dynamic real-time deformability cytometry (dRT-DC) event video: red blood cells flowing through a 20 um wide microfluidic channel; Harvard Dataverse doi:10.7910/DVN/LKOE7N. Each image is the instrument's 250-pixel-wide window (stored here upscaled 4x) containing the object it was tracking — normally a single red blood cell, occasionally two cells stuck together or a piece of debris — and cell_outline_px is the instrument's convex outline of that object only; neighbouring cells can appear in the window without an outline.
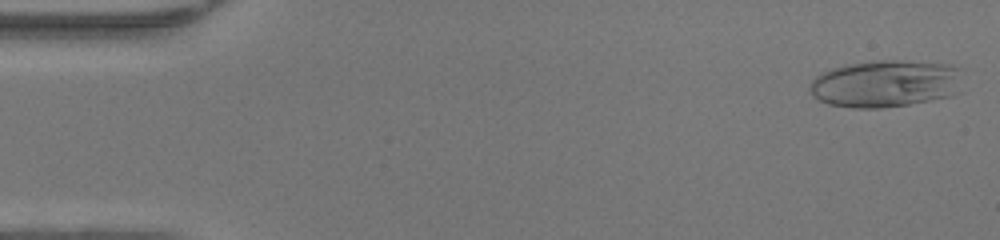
{"species": "human", "species_latin": "Homo sapiens", "temperature_condition": "warm", "stored_images_in_passage": 48, "camera_frame_rate_fps": 3000, "um_per_image_px": 0.085, "donor": {"sex": "female"}, "frame": {"image": 1, "passage_image": 2, "time_ms": 0.333, "image_size_px": [1000, 240], "cell_outline_px": [[960, 92], [952, 96], [908, 104], [880, 108], [852, 108], [828, 104], [812, 96], [808, 88], [808, 84], [816, 76], [832, 68], [848, 64], [876, 60], [904, 60], [948, 64], [956, 68]], "centroid_in_image_um": [75.21, 7.11], "position_along_channel_um": 9.8, "area_um2": 42.02}}
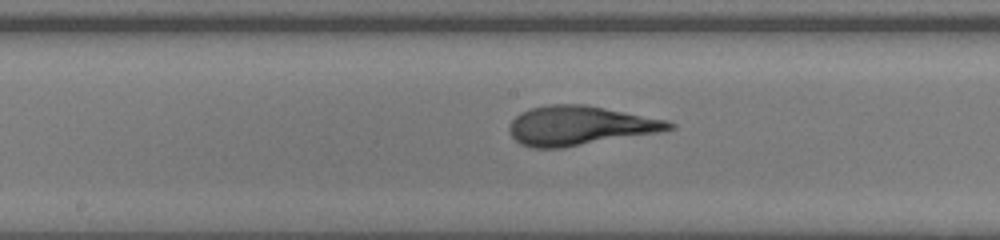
{"frame": {"image": 2, "passage_image": 25, "time_ms": 8.0, "image_size_px": [1000, 240], "cell_outline_px": [[676, 128], [660, 132], [560, 148], [532, 148], [520, 144], [512, 136], [508, 128], [512, 120], [520, 112], [532, 108], [548, 104], [584, 104], [668, 120], [676, 124]], "centroid_in_image_um": [49.29, 10.68], "position_along_channel_um": 198.9, "area_um2": 36.53}}
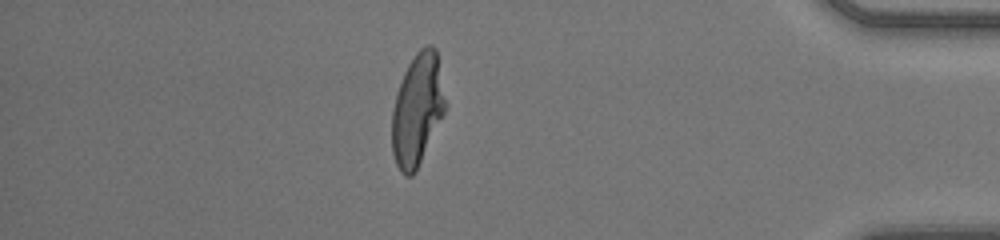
{"frame": {"image": 3, "passage_image": 42, "time_ms": 13.667, "image_size_px": [1000, 240], "cell_outline_px": [[448, 104], [416, 172], [412, 176], [404, 176], [400, 172], [396, 164], [392, 152], [392, 108], [396, 92], [404, 72], [408, 64], [416, 52], [420, 48], [428, 44], [432, 44], [436, 48]], "centroid_in_image_um": [35.48, 9.3], "position_along_channel_um": 399.7, "area_um2": 35.32}, "authors_computed_cell_mechanics": {"area_um2": 36.3273, "velocity_mm_per_s": 4.2809, "shape_relaxation_time_tau1_ms": null, "shape_relaxation_time_tau2_ms": 0.7892, "deformation_change_tau1": null, "deformation_change_tau2": 0.0937}}